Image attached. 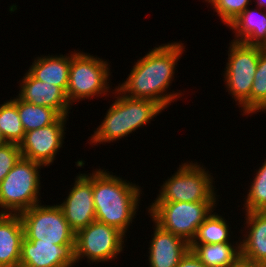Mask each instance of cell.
<instances>
[{
    "label": "cell",
    "mask_w": 266,
    "mask_h": 267,
    "mask_svg": "<svg viewBox=\"0 0 266 267\" xmlns=\"http://www.w3.org/2000/svg\"><path fill=\"white\" fill-rule=\"evenodd\" d=\"M247 198L244 197L245 212L266 211V159L261 167L256 170L255 176L250 183Z\"/></svg>",
    "instance_id": "obj_25"
},
{
    "label": "cell",
    "mask_w": 266,
    "mask_h": 267,
    "mask_svg": "<svg viewBox=\"0 0 266 267\" xmlns=\"http://www.w3.org/2000/svg\"><path fill=\"white\" fill-rule=\"evenodd\" d=\"M71 63V52L67 55L38 56L30 65L28 72L37 80L54 84L65 93L69 82V70Z\"/></svg>",
    "instance_id": "obj_18"
},
{
    "label": "cell",
    "mask_w": 266,
    "mask_h": 267,
    "mask_svg": "<svg viewBox=\"0 0 266 267\" xmlns=\"http://www.w3.org/2000/svg\"><path fill=\"white\" fill-rule=\"evenodd\" d=\"M20 79L17 97L34 105L55 109L61 116H69L71 105L66 93L58 86L35 79L28 71Z\"/></svg>",
    "instance_id": "obj_14"
},
{
    "label": "cell",
    "mask_w": 266,
    "mask_h": 267,
    "mask_svg": "<svg viewBox=\"0 0 266 267\" xmlns=\"http://www.w3.org/2000/svg\"><path fill=\"white\" fill-rule=\"evenodd\" d=\"M125 238L118 229L95 220L75 234V263L82 262V258L96 264L114 261L124 250Z\"/></svg>",
    "instance_id": "obj_8"
},
{
    "label": "cell",
    "mask_w": 266,
    "mask_h": 267,
    "mask_svg": "<svg viewBox=\"0 0 266 267\" xmlns=\"http://www.w3.org/2000/svg\"><path fill=\"white\" fill-rule=\"evenodd\" d=\"M224 68V83L243 115H251V89L257 70L261 46L230 41Z\"/></svg>",
    "instance_id": "obj_6"
},
{
    "label": "cell",
    "mask_w": 266,
    "mask_h": 267,
    "mask_svg": "<svg viewBox=\"0 0 266 267\" xmlns=\"http://www.w3.org/2000/svg\"><path fill=\"white\" fill-rule=\"evenodd\" d=\"M252 0H205L214 8L222 23L227 27L236 19L250 4Z\"/></svg>",
    "instance_id": "obj_27"
},
{
    "label": "cell",
    "mask_w": 266,
    "mask_h": 267,
    "mask_svg": "<svg viewBox=\"0 0 266 267\" xmlns=\"http://www.w3.org/2000/svg\"><path fill=\"white\" fill-rule=\"evenodd\" d=\"M67 117L69 116H61L49 126L26 132L19 144L21 156L44 167L50 166L64 144Z\"/></svg>",
    "instance_id": "obj_10"
},
{
    "label": "cell",
    "mask_w": 266,
    "mask_h": 267,
    "mask_svg": "<svg viewBox=\"0 0 266 267\" xmlns=\"http://www.w3.org/2000/svg\"><path fill=\"white\" fill-rule=\"evenodd\" d=\"M245 230H241V261L245 265L264 267L266 264V211L244 212ZM247 230V231H246ZM246 231V232H243ZM247 233V234H246Z\"/></svg>",
    "instance_id": "obj_13"
},
{
    "label": "cell",
    "mask_w": 266,
    "mask_h": 267,
    "mask_svg": "<svg viewBox=\"0 0 266 267\" xmlns=\"http://www.w3.org/2000/svg\"><path fill=\"white\" fill-rule=\"evenodd\" d=\"M238 267H255V266H249V265H245V264L241 263Z\"/></svg>",
    "instance_id": "obj_32"
},
{
    "label": "cell",
    "mask_w": 266,
    "mask_h": 267,
    "mask_svg": "<svg viewBox=\"0 0 266 267\" xmlns=\"http://www.w3.org/2000/svg\"><path fill=\"white\" fill-rule=\"evenodd\" d=\"M114 89L112 91L115 92H112V94H114L113 99L115 98L116 100L107 109L103 121L89 138L90 142L88 143L91 145L113 143L124 138L123 94L116 87Z\"/></svg>",
    "instance_id": "obj_20"
},
{
    "label": "cell",
    "mask_w": 266,
    "mask_h": 267,
    "mask_svg": "<svg viewBox=\"0 0 266 267\" xmlns=\"http://www.w3.org/2000/svg\"><path fill=\"white\" fill-rule=\"evenodd\" d=\"M17 109L24 132L43 128L55 123L61 115L50 107L22 101L17 97Z\"/></svg>",
    "instance_id": "obj_22"
},
{
    "label": "cell",
    "mask_w": 266,
    "mask_h": 267,
    "mask_svg": "<svg viewBox=\"0 0 266 267\" xmlns=\"http://www.w3.org/2000/svg\"><path fill=\"white\" fill-rule=\"evenodd\" d=\"M157 46L149 49L146 55L134 62L135 65L131 68L128 78L116 88L126 97L151 100L166 109L183 94L167 91L174 81L177 62L180 61L185 46L182 42Z\"/></svg>",
    "instance_id": "obj_1"
},
{
    "label": "cell",
    "mask_w": 266,
    "mask_h": 267,
    "mask_svg": "<svg viewBox=\"0 0 266 267\" xmlns=\"http://www.w3.org/2000/svg\"><path fill=\"white\" fill-rule=\"evenodd\" d=\"M23 222L19 214H0V267H19Z\"/></svg>",
    "instance_id": "obj_16"
},
{
    "label": "cell",
    "mask_w": 266,
    "mask_h": 267,
    "mask_svg": "<svg viewBox=\"0 0 266 267\" xmlns=\"http://www.w3.org/2000/svg\"><path fill=\"white\" fill-rule=\"evenodd\" d=\"M217 204L218 202L151 203L147 208L152 221L190 244L198 227L216 209Z\"/></svg>",
    "instance_id": "obj_7"
},
{
    "label": "cell",
    "mask_w": 266,
    "mask_h": 267,
    "mask_svg": "<svg viewBox=\"0 0 266 267\" xmlns=\"http://www.w3.org/2000/svg\"><path fill=\"white\" fill-rule=\"evenodd\" d=\"M0 129L7 143L20 144L25 136L17 109V96L0 104Z\"/></svg>",
    "instance_id": "obj_24"
},
{
    "label": "cell",
    "mask_w": 266,
    "mask_h": 267,
    "mask_svg": "<svg viewBox=\"0 0 266 267\" xmlns=\"http://www.w3.org/2000/svg\"><path fill=\"white\" fill-rule=\"evenodd\" d=\"M43 167L20 158L0 183V214H20L41 203L40 170Z\"/></svg>",
    "instance_id": "obj_4"
},
{
    "label": "cell",
    "mask_w": 266,
    "mask_h": 267,
    "mask_svg": "<svg viewBox=\"0 0 266 267\" xmlns=\"http://www.w3.org/2000/svg\"><path fill=\"white\" fill-rule=\"evenodd\" d=\"M153 236L148 248L149 267H177L190 250V244L183 238L165 231L154 221Z\"/></svg>",
    "instance_id": "obj_15"
},
{
    "label": "cell",
    "mask_w": 266,
    "mask_h": 267,
    "mask_svg": "<svg viewBox=\"0 0 266 267\" xmlns=\"http://www.w3.org/2000/svg\"><path fill=\"white\" fill-rule=\"evenodd\" d=\"M66 199L58 203L71 230L76 234L96 220L92 191V173H80L74 179Z\"/></svg>",
    "instance_id": "obj_11"
},
{
    "label": "cell",
    "mask_w": 266,
    "mask_h": 267,
    "mask_svg": "<svg viewBox=\"0 0 266 267\" xmlns=\"http://www.w3.org/2000/svg\"><path fill=\"white\" fill-rule=\"evenodd\" d=\"M106 171L99 168L92 172L96 221L112 226L126 236L136 218L143 189Z\"/></svg>",
    "instance_id": "obj_2"
},
{
    "label": "cell",
    "mask_w": 266,
    "mask_h": 267,
    "mask_svg": "<svg viewBox=\"0 0 266 267\" xmlns=\"http://www.w3.org/2000/svg\"><path fill=\"white\" fill-rule=\"evenodd\" d=\"M257 1V2H256ZM255 3L257 7H260L262 10L266 9V0H256Z\"/></svg>",
    "instance_id": "obj_30"
},
{
    "label": "cell",
    "mask_w": 266,
    "mask_h": 267,
    "mask_svg": "<svg viewBox=\"0 0 266 267\" xmlns=\"http://www.w3.org/2000/svg\"><path fill=\"white\" fill-rule=\"evenodd\" d=\"M261 111L266 113V48L260 51L251 89V114Z\"/></svg>",
    "instance_id": "obj_26"
},
{
    "label": "cell",
    "mask_w": 266,
    "mask_h": 267,
    "mask_svg": "<svg viewBox=\"0 0 266 267\" xmlns=\"http://www.w3.org/2000/svg\"><path fill=\"white\" fill-rule=\"evenodd\" d=\"M177 267H206L195 255L189 250L181 259Z\"/></svg>",
    "instance_id": "obj_29"
},
{
    "label": "cell",
    "mask_w": 266,
    "mask_h": 267,
    "mask_svg": "<svg viewBox=\"0 0 266 267\" xmlns=\"http://www.w3.org/2000/svg\"><path fill=\"white\" fill-rule=\"evenodd\" d=\"M164 109L147 99H134L123 95L124 137L151 122ZM139 128V129H138Z\"/></svg>",
    "instance_id": "obj_21"
},
{
    "label": "cell",
    "mask_w": 266,
    "mask_h": 267,
    "mask_svg": "<svg viewBox=\"0 0 266 267\" xmlns=\"http://www.w3.org/2000/svg\"><path fill=\"white\" fill-rule=\"evenodd\" d=\"M238 241L190 244V250L206 267H238L242 263L240 237Z\"/></svg>",
    "instance_id": "obj_19"
},
{
    "label": "cell",
    "mask_w": 266,
    "mask_h": 267,
    "mask_svg": "<svg viewBox=\"0 0 266 267\" xmlns=\"http://www.w3.org/2000/svg\"><path fill=\"white\" fill-rule=\"evenodd\" d=\"M77 49L71 52L66 97L70 105L95 96H109L110 64L97 56ZM109 78V79H108ZM109 92V94H108ZM108 94V95H107Z\"/></svg>",
    "instance_id": "obj_5"
},
{
    "label": "cell",
    "mask_w": 266,
    "mask_h": 267,
    "mask_svg": "<svg viewBox=\"0 0 266 267\" xmlns=\"http://www.w3.org/2000/svg\"><path fill=\"white\" fill-rule=\"evenodd\" d=\"M74 248L75 245H56L24 237L19 267H74Z\"/></svg>",
    "instance_id": "obj_12"
},
{
    "label": "cell",
    "mask_w": 266,
    "mask_h": 267,
    "mask_svg": "<svg viewBox=\"0 0 266 267\" xmlns=\"http://www.w3.org/2000/svg\"><path fill=\"white\" fill-rule=\"evenodd\" d=\"M24 237L56 245H75V233L69 227L64 213L58 203H42L21 212Z\"/></svg>",
    "instance_id": "obj_9"
},
{
    "label": "cell",
    "mask_w": 266,
    "mask_h": 267,
    "mask_svg": "<svg viewBox=\"0 0 266 267\" xmlns=\"http://www.w3.org/2000/svg\"><path fill=\"white\" fill-rule=\"evenodd\" d=\"M5 143H7V142L5 141V139L3 137V134L1 132V129H0V146L3 145V144H5Z\"/></svg>",
    "instance_id": "obj_31"
},
{
    "label": "cell",
    "mask_w": 266,
    "mask_h": 267,
    "mask_svg": "<svg viewBox=\"0 0 266 267\" xmlns=\"http://www.w3.org/2000/svg\"><path fill=\"white\" fill-rule=\"evenodd\" d=\"M212 211L206 220L198 227L196 236L190 244H216L230 242L231 227L227 220ZM230 227V228H229Z\"/></svg>",
    "instance_id": "obj_23"
},
{
    "label": "cell",
    "mask_w": 266,
    "mask_h": 267,
    "mask_svg": "<svg viewBox=\"0 0 266 267\" xmlns=\"http://www.w3.org/2000/svg\"><path fill=\"white\" fill-rule=\"evenodd\" d=\"M18 144L5 143L0 146V183L21 158Z\"/></svg>",
    "instance_id": "obj_28"
},
{
    "label": "cell",
    "mask_w": 266,
    "mask_h": 267,
    "mask_svg": "<svg viewBox=\"0 0 266 267\" xmlns=\"http://www.w3.org/2000/svg\"><path fill=\"white\" fill-rule=\"evenodd\" d=\"M263 11L248 6L234 19L228 26L235 33L232 41L266 48V12Z\"/></svg>",
    "instance_id": "obj_17"
},
{
    "label": "cell",
    "mask_w": 266,
    "mask_h": 267,
    "mask_svg": "<svg viewBox=\"0 0 266 267\" xmlns=\"http://www.w3.org/2000/svg\"><path fill=\"white\" fill-rule=\"evenodd\" d=\"M211 174L198 162L181 163L177 171L163 181L159 194L152 203L218 202L213 185L215 179Z\"/></svg>",
    "instance_id": "obj_3"
}]
</instances>
